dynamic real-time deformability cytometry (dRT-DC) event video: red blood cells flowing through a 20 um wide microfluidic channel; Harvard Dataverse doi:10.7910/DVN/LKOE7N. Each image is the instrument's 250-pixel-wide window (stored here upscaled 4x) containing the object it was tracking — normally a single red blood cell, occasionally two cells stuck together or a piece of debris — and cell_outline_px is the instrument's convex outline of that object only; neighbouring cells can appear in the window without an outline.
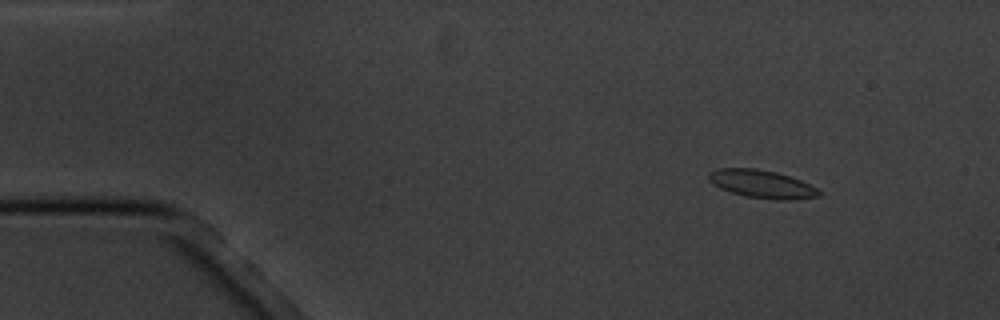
{"species": "common noctule bat (a hibernating species)", "species_latin": "Nyctalus noctula", "temperature_condition": "cold", "stored_images_in_passage": 5, "camera_frame_rate_fps": 3000, "um_per_image_px": 0.085, "animal": {"sex": "male", "body_mass_g": 20.1, "forearm_length_mm": 53.5}, "frame": {"image": 1, "passage_image": 1, "time_ms": 0.0, "image_size_px": [1000, 320], "cell_outline_px": [[820, 196], [796, 200], [776, 200], [744, 196], [720, 188], [712, 184], [708, 180], [708, 172], [720, 168], [756, 168], [776, 172], [800, 180], [816, 188], [820, 192]], "centroid_in_image_um": [64.73, 15.65], "position_along_channel_um": 20.3, "area_um2": 18.03}}
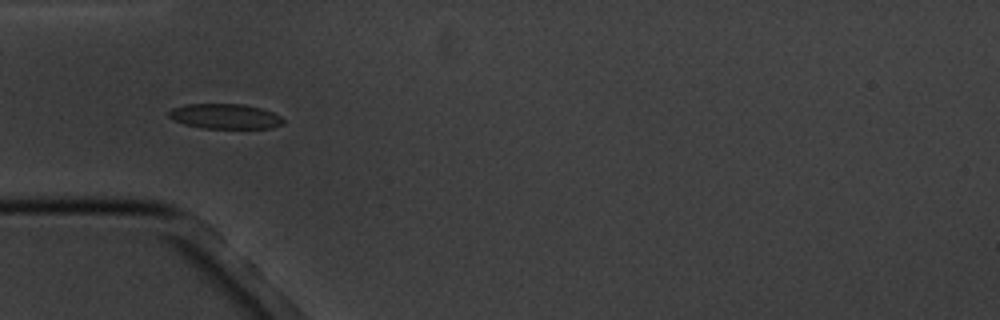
{"frame": {"image": 2, "passage_image": 4, "time_ms": 3.667, "image_size_px": [1000, 320], "cell_outline_px": [[284, 120], [280, 124], [272, 128], [204, 128], [184, 124], [172, 120], [168, 116], [168, 112], [172, 108], [184, 104], [244, 104], [260, 108], [272, 112], [280, 116]], "centroid_in_image_um": [19.08, 9.88], "position_along_channel_um": 65.9, "area_um2": 16.65}}
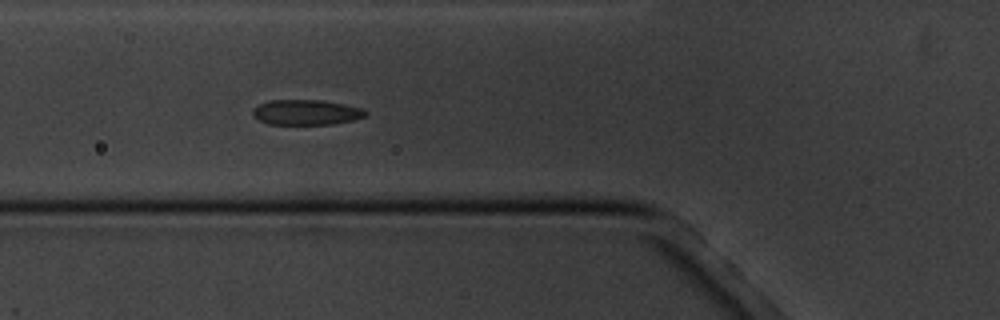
{"frame": {"image": 3, "passage_image": 5, "time_ms": 4.667, "image_size_px": [1000, 320], "cell_outline_px": [[368, 116], [352, 120], [332, 124], [268, 124], [252, 116], [252, 108], [268, 100], [320, 100], [344, 104], [364, 108], [368, 112]], "centroid_in_image_um": [26.04, 9.54], "position_along_channel_um": 99.8, "area_um2": 16.7}}